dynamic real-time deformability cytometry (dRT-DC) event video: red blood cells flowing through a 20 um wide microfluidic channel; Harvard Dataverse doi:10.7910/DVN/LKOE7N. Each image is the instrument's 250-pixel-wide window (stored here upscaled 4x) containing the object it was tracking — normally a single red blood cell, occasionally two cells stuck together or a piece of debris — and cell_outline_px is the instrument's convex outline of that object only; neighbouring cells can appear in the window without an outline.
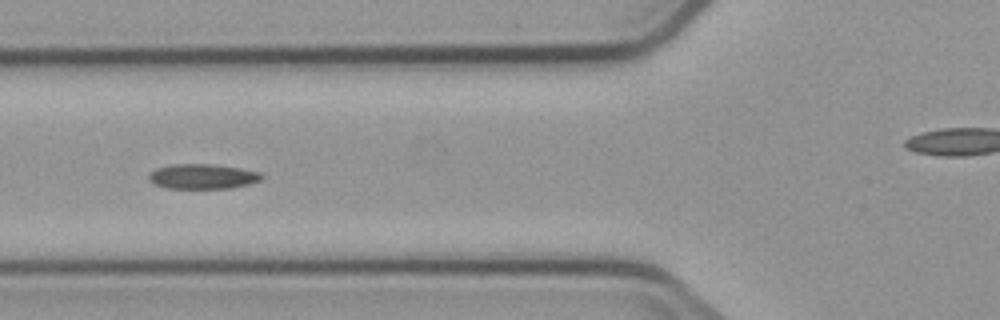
{"species": "common noctule bat (a hibernating species)", "species_latin": "Nyctalus noctula", "temperature_condition": "cold", "stored_images_in_passage": 10, "camera_frame_rate_fps": 3000, "um_per_image_px": 0.085, "animal": {"sex": "male", "body_mass_g": 23.1, "forearm_length_mm": 52.7}, "frame": {"image": 1, "passage_image": 5, "time_ms": 5.667, "image_size_px": [1000, 320], "cell_outline_px": [[264, 176], [260, 180], [248, 184], [232, 188], [164, 188], [152, 184], [148, 180], [148, 176], [156, 168], [172, 164], [212, 164], [240, 168], [260, 172]], "centroid_in_image_um": [17.19, 15.0], "position_along_channel_um": 108.6, "area_um2": 16.47}}
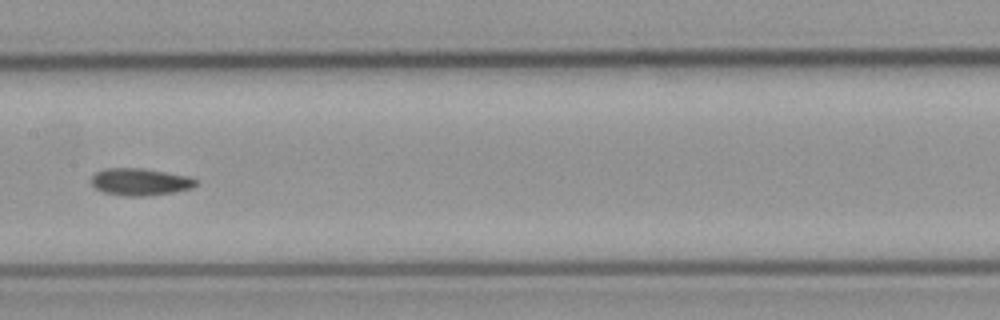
{"frame": {"image": 2, "passage_image": 7, "time_ms": 8.0, "image_size_px": [1000, 320], "cell_outline_px": [[196, 184], [192, 188], [172, 192], [144, 196], [124, 196], [104, 192], [96, 188], [92, 184], [92, 176], [96, 172], [104, 168], [144, 168], [188, 176], [196, 180]], "centroid_in_image_um": [11.89, 15.45], "position_along_channel_um": 195.5, "area_um2": 16.42}}
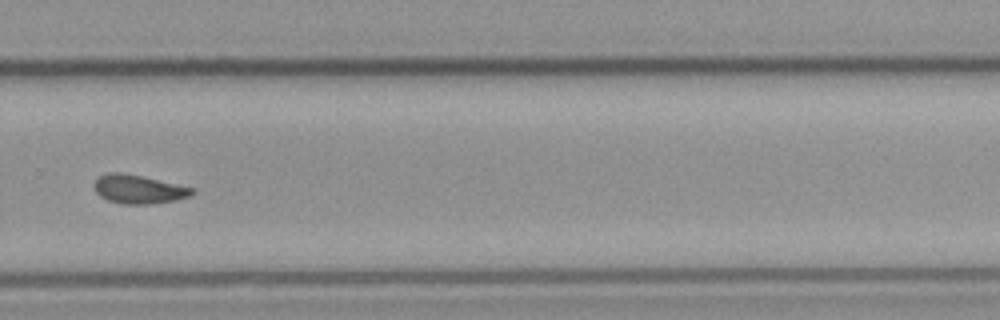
{"frame": {"image": 3, "passage_image": 10, "time_ms": 11.333, "image_size_px": [1000, 320], "cell_outline_px": [[196, 192], [192, 196], [176, 200], [152, 204], [120, 204], [108, 200], [100, 196], [96, 192], [96, 180], [100, 176], [112, 172], [120, 172], [140, 176], [196, 188]], "centroid_in_image_um": [11.86, 16.1], "position_along_channel_um": 317.9, "area_um2": 16.3}}